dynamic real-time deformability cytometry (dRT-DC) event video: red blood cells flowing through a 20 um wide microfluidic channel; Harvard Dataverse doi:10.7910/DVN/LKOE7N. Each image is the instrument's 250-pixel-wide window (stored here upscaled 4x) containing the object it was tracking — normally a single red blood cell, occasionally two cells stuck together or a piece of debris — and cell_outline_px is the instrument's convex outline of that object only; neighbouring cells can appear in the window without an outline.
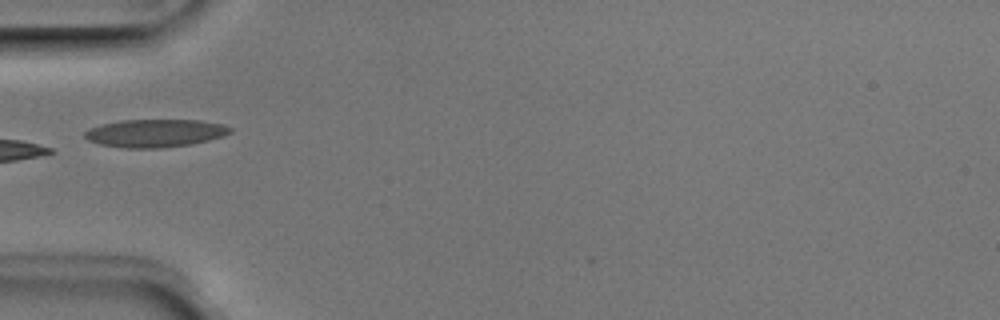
{"species": "Egyptian fruit bat (a non-hibernating species)", "species_latin": "Rousettus aegyptiacus", "temperature_condition": "room temperature", "stored_images_in_passage": 5, "camera_frame_rate_fps": 3000, "um_per_image_px": 0.085, "animal": {"sex": "male"}, "frame": {"image": 1, "passage_image": 4, "time_ms": 1.0, "image_size_px": [1000, 320], "cell_outline_px": [[232, 132], [224, 136], [192, 144], [164, 148], [124, 148], [100, 144], [88, 140], [84, 136], [84, 132], [88, 128], [100, 124], [120, 120], [200, 120], [224, 124], [232, 128]], "centroid_in_image_um": [13.19, 11.31], "position_along_channel_um": 71.8, "area_um2": 23.93}}